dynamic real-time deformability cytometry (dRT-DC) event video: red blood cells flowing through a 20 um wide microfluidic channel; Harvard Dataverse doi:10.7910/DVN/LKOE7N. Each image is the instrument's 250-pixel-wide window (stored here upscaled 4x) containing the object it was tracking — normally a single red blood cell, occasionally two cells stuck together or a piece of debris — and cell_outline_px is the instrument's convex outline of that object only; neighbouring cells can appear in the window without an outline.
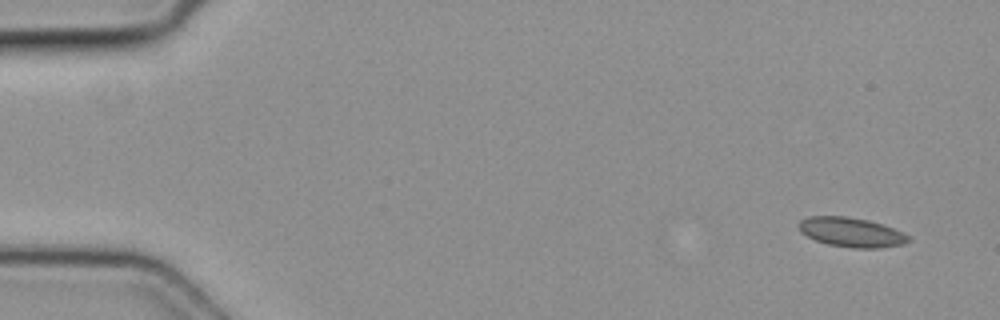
{"species": "common noctule bat (a hibernating species)", "species_latin": "Nyctalus noctula", "temperature_condition": "cold", "stored_images_in_passage": 6, "camera_frame_rate_fps": 3000, "um_per_image_px": 0.085, "animal": {"sex": "female", "body_mass_g": 19.3, "forearm_length_mm": 54.1}, "frame": {"image": 1, "passage_image": 2, "time_ms": 0.333, "image_size_px": [1000, 320], "cell_outline_px": [[912, 240], [904, 244], [880, 248], [852, 248], [828, 244], [816, 240], [800, 232], [796, 224], [800, 220], [808, 216], [844, 216], [868, 220], [904, 232], [912, 236]], "centroid_in_image_um": [72.38, 19.74], "position_along_channel_um": 12.6, "area_um2": 19.02}}
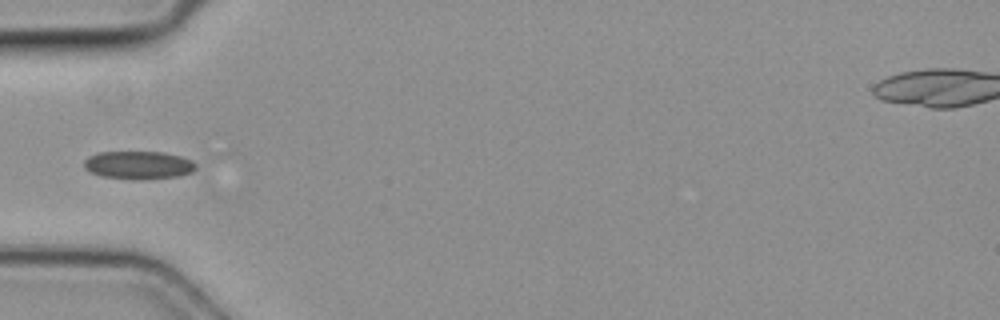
{"frame": {"image": 2, "passage_image": 5, "time_ms": 1.333, "image_size_px": [1000, 320], "cell_outline_px": [[196, 168], [192, 172], [180, 176], [144, 180], [132, 180], [100, 176], [88, 172], [84, 168], [84, 160], [88, 156], [96, 152], [164, 152], [180, 156], [192, 160], [196, 164]], "centroid_in_image_um": [11.75, 14.04], "position_along_channel_um": 73.3, "area_um2": 18.73}}
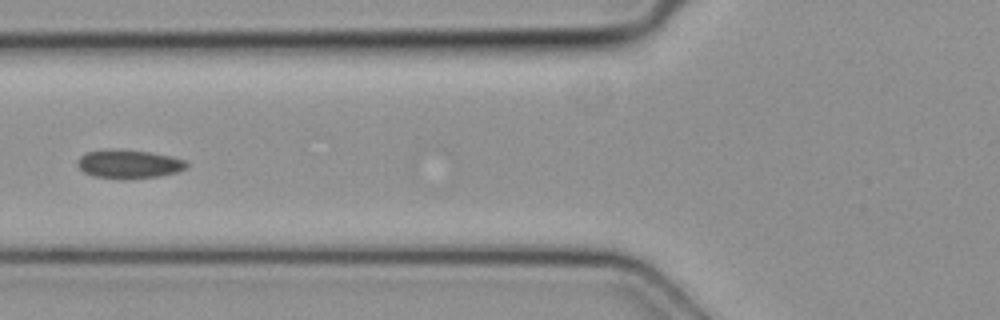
{"frame": {"image": 3, "passage_image": 6, "time_ms": 1.667, "image_size_px": [1000, 320], "cell_outline_px": [[188, 168], [176, 172], [160, 176], [124, 180], [92, 176], [84, 172], [76, 164], [76, 160], [80, 156], [88, 152], [108, 148], [116, 148], [152, 152], [172, 156], [188, 160]], "centroid_in_image_um": [10.97, 13.94], "position_along_channel_um": 114.8, "area_um2": 18.84}}